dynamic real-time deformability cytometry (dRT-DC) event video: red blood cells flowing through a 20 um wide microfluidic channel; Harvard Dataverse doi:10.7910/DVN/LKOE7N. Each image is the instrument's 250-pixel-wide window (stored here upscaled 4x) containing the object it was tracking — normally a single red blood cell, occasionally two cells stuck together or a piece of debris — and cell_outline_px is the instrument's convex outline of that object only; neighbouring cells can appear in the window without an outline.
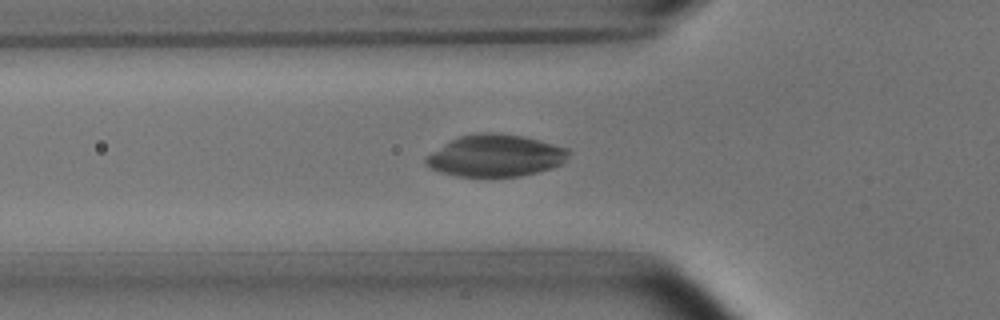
{"species": "common noctule bat (a hibernating species)", "species_latin": "Nyctalus noctula", "temperature_condition": "room temperature", "stored_images_in_passage": 41, "camera_frame_rate_fps": 3000, "um_per_image_px": 0.085, "animal": {"sex": "male", "body_mass_g": 15.6}, "frame": {"image": 1, "passage_image": 10, "time_ms": 3.0, "image_size_px": [1000, 320], "cell_outline_px": [[572, 152], [560, 164], [552, 168], [520, 176], [456, 176], [440, 172], [424, 164], [424, 156], [444, 144], [460, 136], [480, 132], [496, 132], [520, 136], [540, 140], [568, 148]], "centroid_in_image_um": [42.1, 13.22], "position_along_channel_um": 83.7, "area_um2": 34.85}}
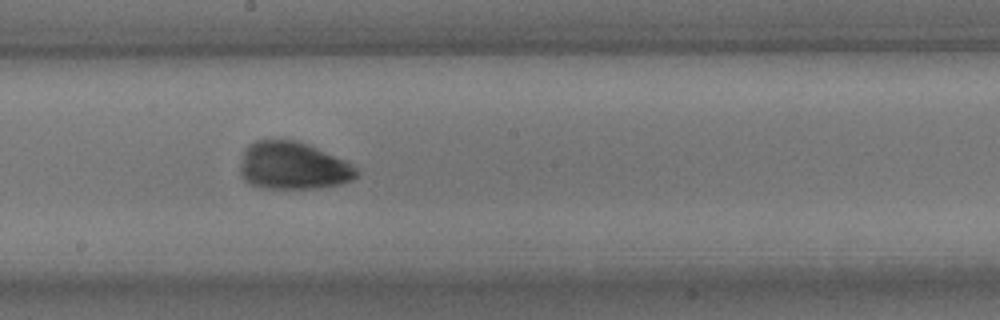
{"frame": {"image": 2, "passage_image": 21, "time_ms": 6.667, "image_size_px": [1000, 320], "cell_outline_px": [[360, 172], [352, 180], [340, 184], [320, 188], [260, 188], [248, 184], [240, 176], [240, 164], [244, 148], [248, 144], [256, 140], [296, 140], [308, 144], [344, 160], [352, 164]], "centroid_in_image_um": [24.87, 14.1], "position_along_channel_um": 223.3, "area_um2": 32.54}}
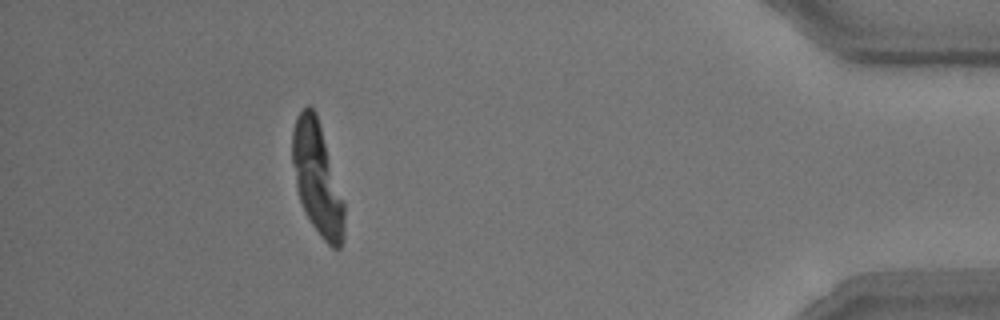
{"frame": {"image": 3, "passage_image": 40, "time_ms": 13.0, "image_size_px": [1000, 320], "cell_outline_px": [[344, 240], [340, 248], [332, 248], [320, 236], [304, 212], [296, 188], [292, 164], [292, 132], [296, 116], [308, 104], [316, 112], [344, 204]], "centroid_in_image_um": [26.94, 15.2], "position_along_channel_um": 408.3, "area_um2": 33.58}}